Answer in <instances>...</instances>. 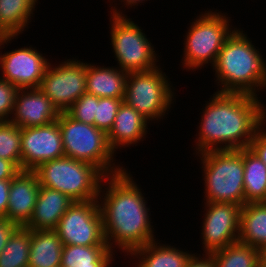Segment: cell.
Returning <instances> with one entry per match:
<instances>
[{
    "label": "cell",
    "instance_id": "13",
    "mask_svg": "<svg viewBox=\"0 0 266 267\" xmlns=\"http://www.w3.org/2000/svg\"><path fill=\"white\" fill-rule=\"evenodd\" d=\"M201 231L202 249L210 255L238 241L241 206L234 203H205Z\"/></svg>",
    "mask_w": 266,
    "mask_h": 267
},
{
    "label": "cell",
    "instance_id": "7",
    "mask_svg": "<svg viewBox=\"0 0 266 267\" xmlns=\"http://www.w3.org/2000/svg\"><path fill=\"white\" fill-rule=\"evenodd\" d=\"M218 10L200 12L199 16L191 22L184 40L182 65L185 69L194 70L214 66L222 46L227 38L236 29L233 27L231 17ZM227 14V16H226ZM232 27V28H231ZM234 28V29H233Z\"/></svg>",
    "mask_w": 266,
    "mask_h": 267
},
{
    "label": "cell",
    "instance_id": "34",
    "mask_svg": "<svg viewBox=\"0 0 266 267\" xmlns=\"http://www.w3.org/2000/svg\"><path fill=\"white\" fill-rule=\"evenodd\" d=\"M11 179L0 180V217H6Z\"/></svg>",
    "mask_w": 266,
    "mask_h": 267
},
{
    "label": "cell",
    "instance_id": "4",
    "mask_svg": "<svg viewBox=\"0 0 266 267\" xmlns=\"http://www.w3.org/2000/svg\"><path fill=\"white\" fill-rule=\"evenodd\" d=\"M204 177V203L245 205L243 149L210 150L197 154Z\"/></svg>",
    "mask_w": 266,
    "mask_h": 267
},
{
    "label": "cell",
    "instance_id": "30",
    "mask_svg": "<svg viewBox=\"0 0 266 267\" xmlns=\"http://www.w3.org/2000/svg\"><path fill=\"white\" fill-rule=\"evenodd\" d=\"M98 101L99 97L84 93L65 112L74 120L94 125V117L96 115V103H98Z\"/></svg>",
    "mask_w": 266,
    "mask_h": 267
},
{
    "label": "cell",
    "instance_id": "2",
    "mask_svg": "<svg viewBox=\"0 0 266 267\" xmlns=\"http://www.w3.org/2000/svg\"><path fill=\"white\" fill-rule=\"evenodd\" d=\"M259 98L241 93H213L200 115L195 155L248 148L257 131L266 126V105Z\"/></svg>",
    "mask_w": 266,
    "mask_h": 267
},
{
    "label": "cell",
    "instance_id": "12",
    "mask_svg": "<svg viewBox=\"0 0 266 267\" xmlns=\"http://www.w3.org/2000/svg\"><path fill=\"white\" fill-rule=\"evenodd\" d=\"M19 36H9L0 41V50L9 45L13 39ZM3 45V46H2ZM36 47H21L6 51L3 55L0 51V78L13 84L18 89L39 88L44 73L50 61L40 53Z\"/></svg>",
    "mask_w": 266,
    "mask_h": 267
},
{
    "label": "cell",
    "instance_id": "19",
    "mask_svg": "<svg viewBox=\"0 0 266 267\" xmlns=\"http://www.w3.org/2000/svg\"><path fill=\"white\" fill-rule=\"evenodd\" d=\"M114 67L86 62V93L99 98L124 99L128 73Z\"/></svg>",
    "mask_w": 266,
    "mask_h": 267
},
{
    "label": "cell",
    "instance_id": "36",
    "mask_svg": "<svg viewBox=\"0 0 266 267\" xmlns=\"http://www.w3.org/2000/svg\"><path fill=\"white\" fill-rule=\"evenodd\" d=\"M19 171L11 161L0 158V180L12 179Z\"/></svg>",
    "mask_w": 266,
    "mask_h": 267
},
{
    "label": "cell",
    "instance_id": "29",
    "mask_svg": "<svg viewBox=\"0 0 266 267\" xmlns=\"http://www.w3.org/2000/svg\"><path fill=\"white\" fill-rule=\"evenodd\" d=\"M123 100L107 97L99 98L98 103H96L94 126L107 134L113 126L114 119Z\"/></svg>",
    "mask_w": 266,
    "mask_h": 267
},
{
    "label": "cell",
    "instance_id": "23",
    "mask_svg": "<svg viewBox=\"0 0 266 267\" xmlns=\"http://www.w3.org/2000/svg\"><path fill=\"white\" fill-rule=\"evenodd\" d=\"M38 0H0V25L10 35L18 36L32 21Z\"/></svg>",
    "mask_w": 266,
    "mask_h": 267
},
{
    "label": "cell",
    "instance_id": "21",
    "mask_svg": "<svg viewBox=\"0 0 266 267\" xmlns=\"http://www.w3.org/2000/svg\"><path fill=\"white\" fill-rule=\"evenodd\" d=\"M62 240L55 230L31 229L28 267H60Z\"/></svg>",
    "mask_w": 266,
    "mask_h": 267
},
{
    "label": "cell",
    "instance_id": "38",
    "mask_svg": "<svg viewBox=\"0 0 266 267\" xmlns=\"http://www.w3.org/2000/svg\"><path fill=\"white\" fill-rule=\"evenodd\" d=\"M261 267H266V246L260 250Z\"/></svg>",
    "mask_w": 266,
    "mask_h": 267
},
{
    "label": "cell",
    "instance_id": "10",
    "mask_svg": "<svg viewBox=\"0 0 266 267\" xmlns=\"http://www.w3.org/2000/svg\"><path fill=\"white\" fill-rule=\"evenodd\" d=\"M54 230L63 245H107L98 199L73 202Z\"/></svg>",
    "mask_w": 266,
    "mask_h": 267
},
{
    "label": "cell",
    "instance_id": "20",
    "mask_svg": "<svg viewBox=\"0 0 266 267\" xmlns=\"http://www.w3.org/2000/svg\"><path fill=\"white\" fill-rule=\"evenodd\" d=\"M193 254L171 244L153 240L135 249L129 256L139 261L135 263V267H185Z\"/></svg>",
    "mask_w": 266,
    "mask_h": 267
},
{
    "label": "cell",
    "instance_id": "3",
    "mask_svg": "<svg viewBox=\"0 0 266 267\" xmlns=\"http://www.w3.org/2000/svg\"><path fill=\"white\" fill-rule=\"evenodd\" d=\"M255 47L243 29L232 32L213 66L220 87L217 92L258 97L257 93L266 89V59Z\"/></svg>",
    "mask_w": 266,
    "mask_h": 267
},
{
    "label": "cell",
    "instance_id": "31",
    "mask_svg": "<svg viewBox=\"0 0 266 267\" xmlns=\"http://www.w3.org/2000/svg\"><path fill=\"white\" fill-rule=\"evenodd\" d=\"M18 90L13 84L0 78V121L10 120Z\"/></svg>",
    "mask_w": 266,
    "mask_h": 267
},
{
    "label": "cell",
    "instance_id": "14",
    "mask_svg": "<svg viewBox=\"0 0 266 267\" xmlns=\"http://www.w3.org/2000/svg\"><path fill=\"white\" fill-rule=\"evenodd\" d=\"M64 155L58 121L38 127L21 128V170H35L41 163Z\"/></svg>",
    "mask_w": 266,
    "mask_h": 267
},
{
    "label": "cell",
    "instance_id": "28",
    "mask_svg": "<svg viewBox=\"0 0 266 267\" xmlns=\"http://www.w3.org/2000/svg\"><path fill=\"white\" fill-rule=\"evenodd\" d=\"M0 158L21 171V128L10 120L0 121Z\"/></svg>",
    "mask_w": 266,
    "mask_h": 267
},
{
    "label": "cell",
    "instance_id": "1",
    "mask_svg": "<svg viewBox=\"0 0 266 267\" xmlns=\"http://www.w3.org/2000/svg\"><path fill=\"white\" fill-rule=\"evenodd\" d=\"M133 178L126 168L107 175L98 195L107 246L114 253L119 248L125 256L156 240L148 202Z\"/></svg>",
    "mask_w": 266,
    "mask_h": 267
},
{
    "label": "cell",
    "instance_id": "32",
    "mask_svg": "<svg viewBox=\"0 0 266 267\" xmlns=\"http://www.w3.org/2000/svg\"><path fill=\"white\" fill-rule=\"evenodd\" d=\"M248 148L266 164V127L257 131Z\"/></svg>",
    "mask_w": 266,
    "mask_h": 267
},
{
    "label": "cell",
    "instance_id": "22",
    "mask_svg": "<svg viewBox=\"0 0 266 267\" xmlns=\"http://www.w3.org/2000/svg\"><path fill=\"white\" fill-rule=\"evenodd\" d=\"M238 241L258 250L266 246V204L251 202L241 207Z\"/></svg>",
    "mask_w": 266,
    "mask_h": 267
},
{
    "label": "cell",
    "instance_id": "39",
    "mask_svg": "<svg viewBox=\"0 0 266 267\" xmlns=\"http://www.w3.org/2000/svg\"><path fill=\"white\" fill-rule=\"evenodd\" d=\"M10 35L0 25V41L9 37Z\"/></svg>",
    "mask_w": 266,
    "mask_h": 267
},
{
    "label": "cell",
    "instance_id": "27",
    "mask_svg": "<svg viewBox=\"0 0 266 267\" xmlns=\"http://www.w3.org/2000/svg\"><path fill=\"white\" fill-rule=\"evenodd\" d=\"M31 229L19 227L0 254V267H28Z\"/></svg>",
    "mask_w": 266,
    "mask_h": 267
},
{
    "label": "cell",
    "instance_id": "17",
    "mask_svg": "<svg viewBox=\"0 0 266 267\" xmlns=\"http://www.w3.org/2000/svg\"><path fill=\"white\" fill-rule=\"evenodd\" d=\"M149 123L151 124L133 107L123 101L118 109L113 126L107 133L109 147L116 153V149L130 147L131 145L137 146L136 143L144 141L143 138L148 133Z\"/></svg>",
    "mask_w": 266,
    "mask_h": 267
},
{
    "label": "cell",
    "instance_id": "8",
    "mask_svg": "<svg viewBox=\"0 0 266 267\" xmlns=\"http://www.w3.org/2000/svg\"><path fill=\"white\" fill-rule=\"evenodd\" d=\"M117 6L110 9V40L117 67L127 73L144 72L157 68L155 47L143 29L123 14Z\"/></svg>",
    "mask_w": 266,
    "mask_h": 267
},
{
    "label": "cell",
    "instance_id": "18",
    "mask_svg": "<svg viewBox=\"0 0 266 267\" xmlns=\"http://www.w3.org/2000/svg\"><path fill=\"white\" fill-rule=\"evenodd\" d=\"M73 202L58 190L40 186L32 217L24 227L54 230Z\"/></svg>",
    "mask_w": 266,
    "mask_h": 267
},
{
    "label": "cell",
    "instance_id": "26",
    "mask_svg": "<svg viewBox=\"0 0 266 267\" xmlns=\"http://www.w3.org/2000/svg\"><path fill=\"white\" fill-rule=\"evenodd\" d=\"M210 255L215 267H261L260 250L239 241Z\"/></svg>",
    "mask_w": 266,
    "mask_h": 267
},
{
    "label": "cell",
    "instance_id": "37",
    "mask_svg": "<svg viewBox=\"0 0 266 267\" xmlns=\"http://www.w3.org/2000/svg\"><path fill=\"white\" fill-rule=\"evenodd\" d=\"M121 2H124L125 4H123V6L125 5V7L127 6V8L129 7H136V6H139L138 4L140 3H144L145 1L147 0H119ZM144 1V2H143Z\"/></svg>",
    "mask_w": 266,
    "mask_h": 267
},
{
    "label": "cell",
    "instance_id": "5",
    "mask_svg": "<svg viewBox=\"0 0 266 267\" xmlns=\"http://www.w3.org/2000/svg\"><path fill=\"white\" fill-rule=\"evenodd\" d=\"M57 121L66 157L91 164L104 176L125 169V166L115 164L116 154L109 147L107 134L104 131L94 125L74 120L66 112H60Z\"/></svg>",
    "mask_w": 266,
    "mask_h": 267
},
{
    "label": "cell",
    "instance_id": "24",
    "mask_svg": "<svg viewBox=\"0 0 266 267\" xmlns=\"http://www.w3.org/2000/svg\"><path fill=\"white\" fill-rule=\"evenodd\" d=\"M245 204L266 198V164L249 148H243Z\"/></svg>",
    "mask_w": 266,
    "mask_h": 267
},
{
    "label": "cell",
    "instance_id": "40",
    "mask_svg": "<svg viewBox=\"0 0 266 267\" xmlns=\"http://www.w3.org/2000/svg\"><path fill=\"white\" fill-rule=\"evenodd\" d=\"M92 267H112V264H92Z\"/></svg>",
    "mask_w": 266,
    "mask_h": 267
},
{
    "label": "cell",
    "instance_id": "25",
    "mask_svg": "<svg viewBox=\"0 0 266 267\" xmlns=\"http://www.w3.org/2000/svg\"><path fill=\"white\" fill-rule=\"evenodd\" d=\"M114 254L107 245H63L60 267H92V264H113Z\"/></svg>",
    "mask_w": 266,
    "mask_h": 267
},
{
    "label": "cell",
    "instance_id": "11",
    "mask_svg": "<svg viewBox=\"0 0 266 267\" xmlns=\"http://www.w3.org/2000/svg\"><path fill=\"white\" fill-rule=\"evenodd\" d=\"M39 89L59 112L67 111L86 93V62L72 58L57 66L49 63Z\"/></svg>",
    "mask_w": 266,
    "mask_h": 267
},
{
    "label": "cell",
    "instance_id": "33",
    "mask_svg": "<svg viewBox=\"0 0 266 267\" xmlns=\"http://www.w3.org/2000/svg\"><path fill=\"white\" fill-rule=\"evenodd\" d=\"M20 226L6 217H0V254L9 238Z\"/></svg>",
    "mask_w": 266,
    "mask_h": 267
},
{
    "label": "cell",
    "instance_id": "15",
    "mask_svg": "<svg viewBox=\"0 0 266 267\" xmlns=\"http://www.w3.org/2000/svg\"><path fill=\"white\" fill-rule=\"evenodd\" d=\"M60 112L39 89H19L10 121L20 128L45 126L55 122Z\"/></svg>",
    "mask_w": 266,
    "mask_h": 267
},
{
    "label": "cell",
    "instance_id": "16",
    "mask_svg": "<svg viewBox=\"0 0 266 267\" xmlns=\"http://www.w3.org/2000/svg\"><path fill=\"white\" fill-rule=\"evenodd\" d=\"M39 187V179L34 171H19L11 179L6 218L24 227L32 217Z\"/></svg>",
    "mask_w": 266,
    "mask_h": 267
},
{
    "label": "cell",
    "instance_id": "35",
    "mask_svg": "<svg viewBox=\"0 0 266 267\" xmlns=\"http://www.w3.org/2000/svg\"><path fill=\"white\" fill-rule=\"evenodd\" d=\"M196 254V255H195ZM185 267H215L211 255L194 253Z\"/></svg>",
    "mask_w": 266,
    "mask_h": 267
},
{
    "label": "cell",
    "instance_id": "9",
    "mask_svg": "<svg viewBox=\"0 0 266 267\" xmlns=\"http://www.w3.org/2000/svg\"><path fill=\"white\" fill-rule=\"evenodd\" d=\"M169 79L160 66L150 71L128 73L123 101L149 122L160 121L175 102V88H171Z\"/></svg>",
    "mask_w": 266,
    "mask_h": 267
},
{
    "label": "cell",
    "instance_id": "6",
    "mask_svg": "<svg viewBox=\"0 0 266 267\" xmlns=\"http://www.w3.org/2000/svg\"><path fill=\"white\" fill-rule=\"evenodd\" d=\"M33 171L40 186L58 190L74 202L98 199L105 177L95 166L66 156L41 163Z\"/></svg>",
    "mask_w": 266,
    "mask_h": 267
}]
</instances>
